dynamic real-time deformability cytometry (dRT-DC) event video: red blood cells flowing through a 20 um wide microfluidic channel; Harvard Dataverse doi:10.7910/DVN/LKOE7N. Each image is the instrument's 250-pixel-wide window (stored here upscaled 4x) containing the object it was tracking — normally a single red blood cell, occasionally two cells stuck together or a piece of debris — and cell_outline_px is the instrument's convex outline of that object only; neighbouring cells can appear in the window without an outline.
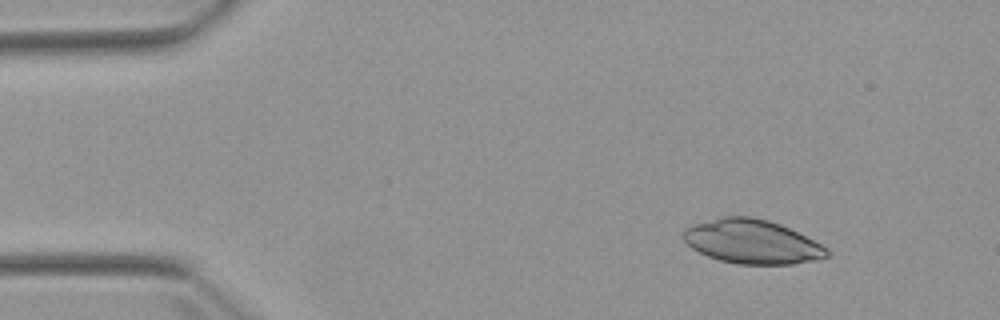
{"species": "Egyptian fruit bat (a non-hibernating species)", "species_latin": "Rousettus aegyptiacus", "temperature_condition": "warm", "stored_images_in_passage": 5, "camera_frame_rate_fps": 3000, "um_per_image_px": 0.085, "animal": {"sex": "female"}, "frame": {"image": 1, "passage_image": 2, "time_ms": 1.0, "image_size_px": [1000, 320], "cell_outline_px": [[832, 256], [820, 260], [792, 264], [736, 264], [720, 260], [708, 256], [692, 248], [684, 240], [684, 228], [692, 224], [724, 216], [752, 216], [768, 220], [780, 224], [828, 248], [832, 252]], "centroid_in_image_um": [63.96, 20.55], "position_along_channel_um": 21.0, "area_um2": 36.93}}